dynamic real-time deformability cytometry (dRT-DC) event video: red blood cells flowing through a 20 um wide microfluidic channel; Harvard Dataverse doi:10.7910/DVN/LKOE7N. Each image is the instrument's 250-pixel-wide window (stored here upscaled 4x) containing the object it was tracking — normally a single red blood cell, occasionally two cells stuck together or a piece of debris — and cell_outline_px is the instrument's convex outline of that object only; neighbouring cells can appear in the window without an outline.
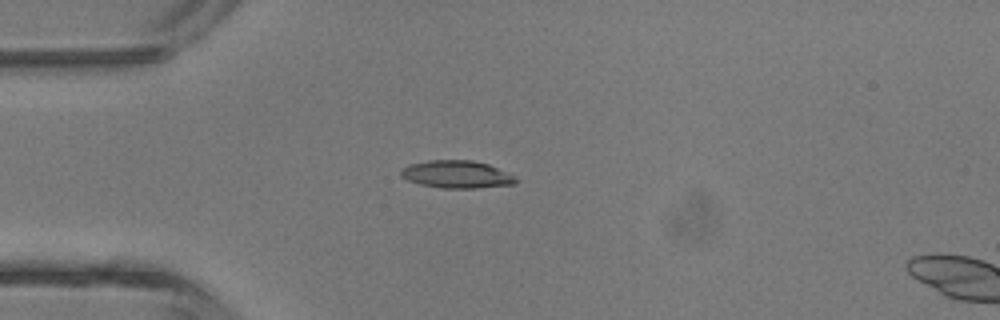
{"species": "common noctule bat (a hibernating species)", "species_latin": "Nyctalus noctula", "temperature_condition": "room temperature", "stored_images_in_passage": 4, "camera_frame_rate_fps": 3000, "um_per_image_px": 0.085, "animal": {"sex": "male", "body_mass_g": 13.3}, "frame": {"image": 1, "passage_image": 3, "time_ms": 2.333, "image_size_px": [1000, 320], "cell_outline_px": [[516, 184], [476, 188], [440, 188], [420, 184], [408, 180], [400, 176], [400, 168], [408, 164], [428, 160], [472, 160], [488, 164], [512, 176], [516, 180]], "centroid_in_image_um": [38.73, 14.82], "position_along_channel_um": 46.3, "area_um2": 18.38}}